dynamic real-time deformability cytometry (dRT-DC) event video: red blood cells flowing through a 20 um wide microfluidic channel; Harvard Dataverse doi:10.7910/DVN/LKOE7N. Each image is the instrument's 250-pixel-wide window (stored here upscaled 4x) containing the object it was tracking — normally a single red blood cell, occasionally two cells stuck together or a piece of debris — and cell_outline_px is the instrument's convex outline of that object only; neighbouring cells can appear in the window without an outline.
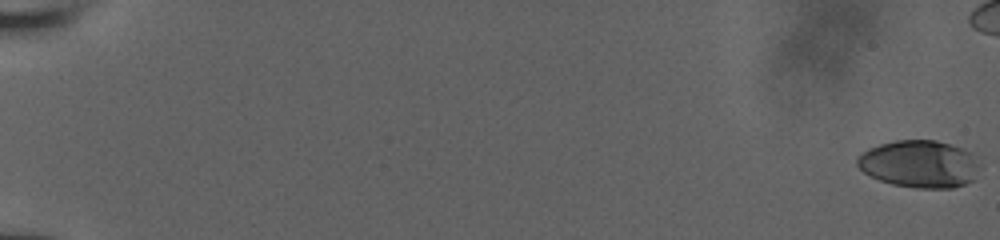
{"species": "human", "species_latin": "Homo sapiens", "temperature_condition": "room temperature", "stored_images_in_passage": 41, "camera_frame_rate_fps": 3000, "um_per_image_px": 0.085, "donor": {"sex": "male"}, "frame": {"image": 1, "passage_image": 1, "time_ms": 0.0, "image_size_px": [1000, 240], "cell_outline_px": [[984, 164], [972, 180], [964, 184], [952, 188], [916, 188], [892, 184], [880, 180], [864, 172], [856, 164], [856, 160], [868, 148], [880, 144], [896, 140], [936, 140], [964, 148], [972, 152]], "centroid_in_image_um": [78.23, 13.93], "position_along_channel_um": 6.8, "area_um2": 34.16}}
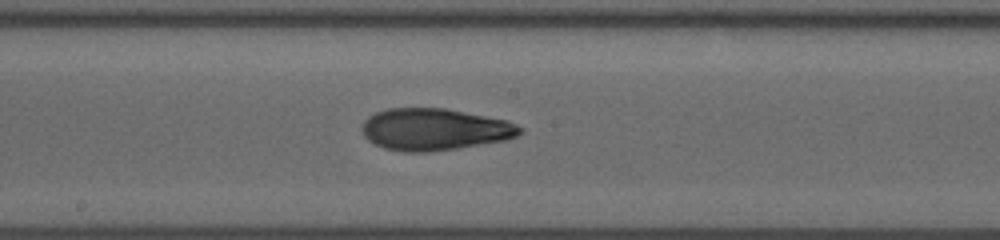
{"frame": {"image": 2, "passage_image": 28, "time_ms": 11.333, "image_size_px": [1000, 240], "cell_outline_px": [[524, 132], [516, 136], [504, 140], [456, 148], [428, 152], [404, 152], [384, 148], [368, 140], [364, 136], [360, 128], [360, 124], [368, 116], [376, 112], [388, 108], [444, 108], [504, 120], [516, 124], [524, 128]], "centroid_in_image_um": [36.88, 11.0], "position_along_channel_um": 211.3, "area_um2": 38.44}}
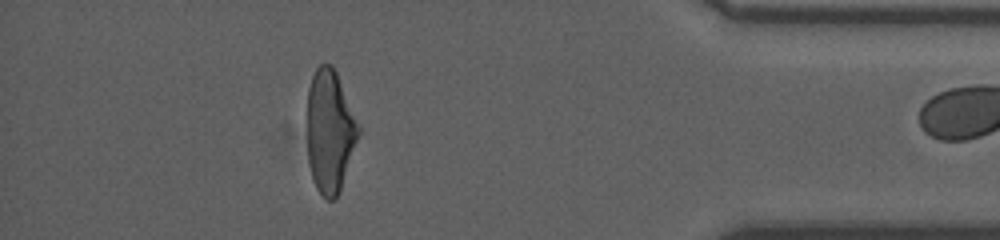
{"frame": {"image": 3, "passage_image": 39, "time_ms": 17.333, "image_size_px": [1000, 240], "cell_outline_px": [[360, 132], [340, 188], [336, 196], [332, 200], [328, 200], [316, 188], [312, 180], [308, 160], [308, 88], [312, 76], [316, 68], [324, 60], [332, 64], [336, 72], [360, 128]], "centroid_in_image_um": [28.02, 11.1], "position_along_channel_um": 407.2, "area_um2": 36.18}}